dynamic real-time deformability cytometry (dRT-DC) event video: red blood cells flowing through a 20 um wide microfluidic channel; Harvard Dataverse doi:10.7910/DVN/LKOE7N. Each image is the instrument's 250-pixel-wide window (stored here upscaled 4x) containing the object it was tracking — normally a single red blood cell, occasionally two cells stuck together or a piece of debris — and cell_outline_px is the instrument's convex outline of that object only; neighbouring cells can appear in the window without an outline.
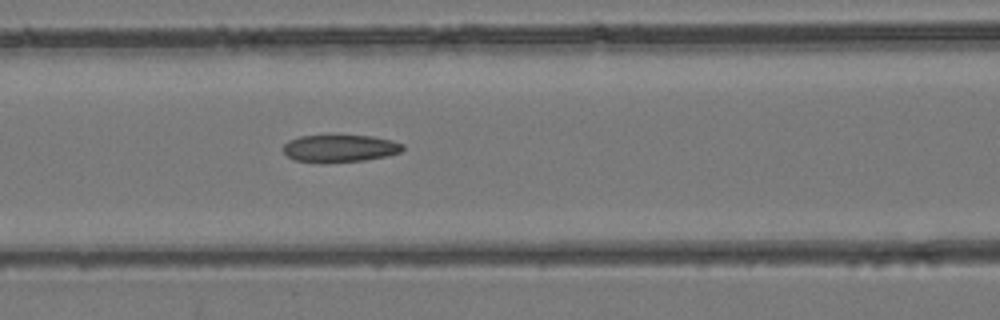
{"species": "common noctule bat (a hibernating species)", "species_latin": "Nyctalus noctula", "temperature_condition": "room temperature", "stored_images_in_passage": 17, "camera_frame_rate_fps": 3000, "um_per_image_px": 0.085, "animal": {"sex": "female", "body_mass_g": 24.6, "forearm_length_mm": 56.2}, "frame": {"image": 1, "passage_image": 12, "time_ms": 3.667, "image_size_px": [1000, 320], "cell_outline_px": [[404, 148], [400, 152], [388, 156], [364, 160], [296, 160], [288, 156], [280, 148], [288, 140], [300, 136], [372, 136], [392, 140], [404, 144]], "centroid_in_image_um": [28.93, 12.57], "position_along_channel_um": 137.7, "area_um2": 18.32}}
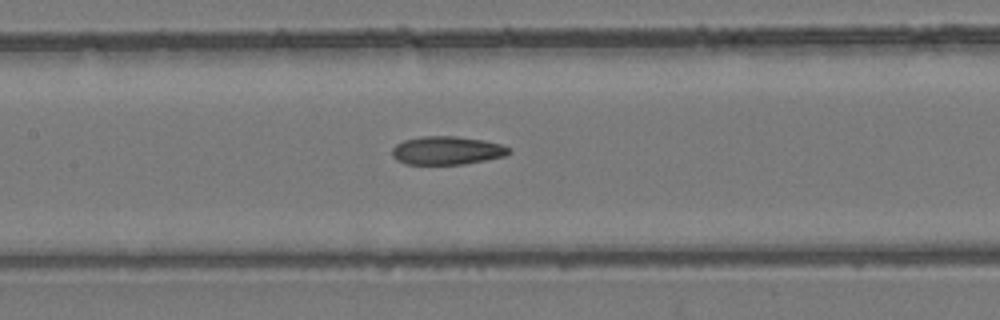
{"frame": {"image": 2, "passage_image": 14, "time_ms": 4.333, "image_size_px": [1000, 320], "cell_outline_px": [[512, 152], [504, 156], [464, 164], [404, 164], [396, 160], [392, 156], [392, 148], [396, 144], [404, 140], [424, 136], [456, 136], [484, 140], [500, 144], [512, 148]], "centroid_in_image_um": [37.99, 12.79], "position_along_channel_um": 169.4, "area_um2": 19.36}}
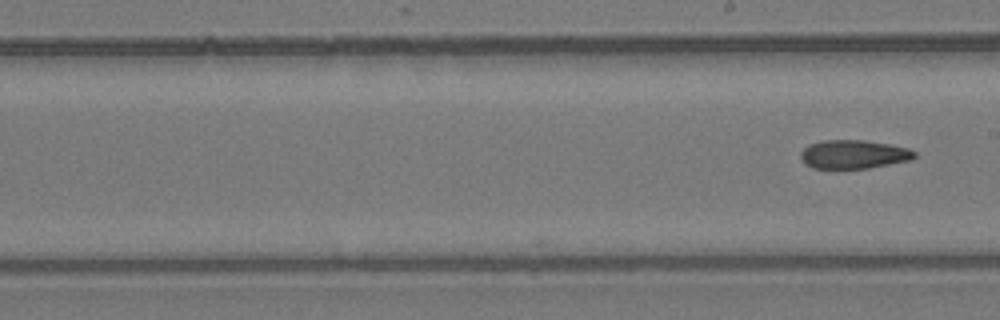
{"frame": {"image": 3, "passage_image": 17, "time_ms": 5.333, "image_size_px": [1000, 320], "cell_outline_px": [[916, 156], [912, 160], [868, 168], [812, 168], [804, 164], [800, 156], [800, 152], [804, 148], [812, 144], [824, 140], [864, 140], [888, 144], [908, 148], [916, 152]], "centroid_in_image_um": [72.57, 13.12], "position_along_channel_um": 216.4, "area_um2": 18.96}}